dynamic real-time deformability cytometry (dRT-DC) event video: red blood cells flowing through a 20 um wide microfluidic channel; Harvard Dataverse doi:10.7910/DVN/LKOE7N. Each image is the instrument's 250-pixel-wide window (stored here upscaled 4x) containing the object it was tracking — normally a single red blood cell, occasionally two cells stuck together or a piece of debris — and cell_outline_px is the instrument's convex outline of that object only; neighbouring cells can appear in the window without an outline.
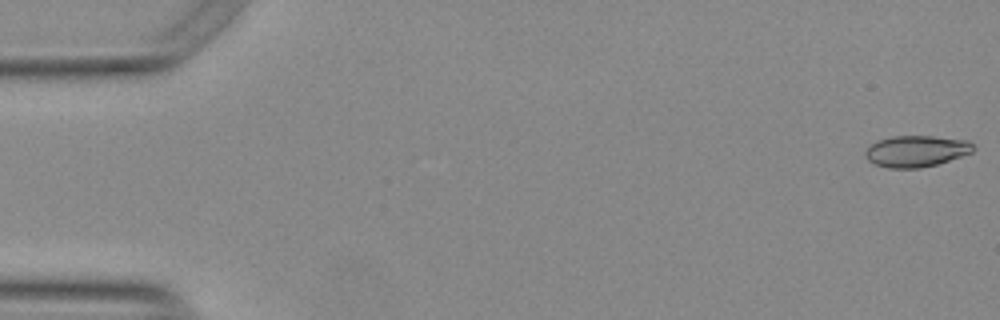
{"species": "Egyptian fruit bat (a non-hibernating species)", "species_latin": "Rousettus aegyptiacus", "temperature_condition": "warm", "stored_images_in_passage": 54, "camera_frame_rate_fps": 3000, "um_per_image_px": 0.085, "animal": {"sex": "female"}, "frame": {"image": 1, "passage_image": 1, "time_ms": 0.0, "image_size_px": [1000, 320], "cell_outline_px": [[976, 148], [972, 152], [936, 164], [920, 168], [888, 168], [876, 164], [868, 160], [864, 152], [872, 144], [880, 140], [892, 136], [932, 136], [968, 140]], "centroid_in_image_um": [77.89, 12.84], "position_along_channel_um": 7.1, "area_um2": 19.48}}
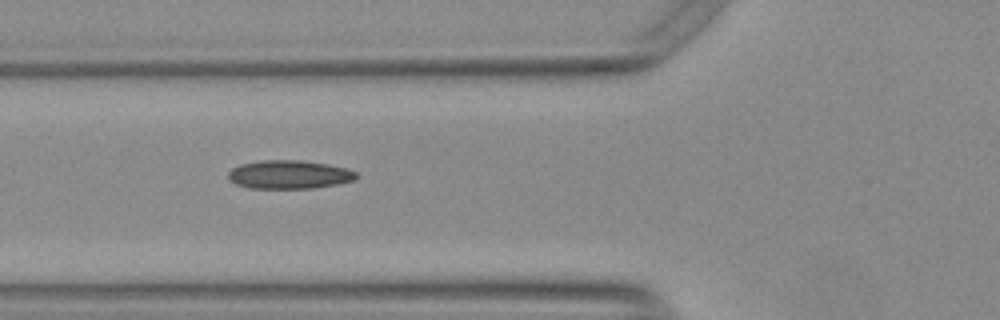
{"frame": {"image": 2, "passage_image": 20, "time_ms": 6.333, "image_size_px": [1000, 320], "cell_outline_px": [[360, 176], [356, 180], [336, 184], [312, 188], [252, 188], [236, 184], [228, 176], [228, 172], [232, 168], [240, 164], [260, 160], [304, 160], [328, 164], [348, 168], [356, 172]], "centroid_in_image_um": [24.63, 14.82], "position_along_channel_um": 101.2, "area_um2": 21.39}}
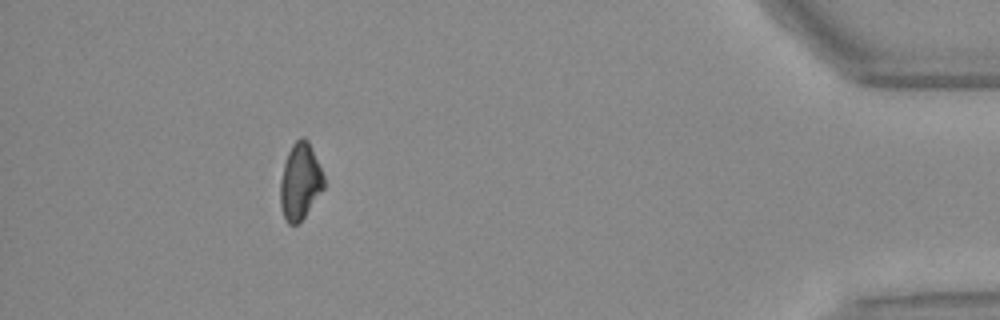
{"frame": {"image": 3, "passage_image": 49, "time_ms": 16.0, "image_size_px": [1000, 320], "cell_outline_px": [[324, 188], [304, 216], [296, 224], [288, 224], [284, 216], [280, 204], [280, 180], [284, 164], [288, 152], [292, 144], [300, 136], [304, 136], [308, 140], [324, 176]], "centroid_in_image_um": [25.5, 15.39], "position_along_channel_um": 409.7, "area_um2": 19.19}, "authors_computed_cell_mechanics": {"area_um2": 19.8254, "velocity_mm_per_s": 3.7963, "shape_relaxation_time_tau1_ms": null, "shape_relaxation_time_tau2_ms": 7.1604, "deformation_change_tau1": null, "deformation_change_tau2": 0.1386}}